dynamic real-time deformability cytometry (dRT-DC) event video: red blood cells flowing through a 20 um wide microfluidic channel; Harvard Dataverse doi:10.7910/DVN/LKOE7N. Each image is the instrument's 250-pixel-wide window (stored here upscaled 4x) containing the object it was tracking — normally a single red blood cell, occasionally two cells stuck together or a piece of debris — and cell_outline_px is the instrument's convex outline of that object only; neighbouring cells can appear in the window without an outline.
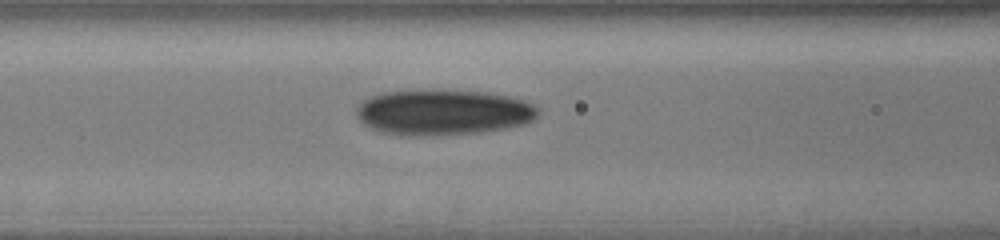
{"species": "human", "species_latin": "Homo sapiens", "temperature_condition": "cold", "stored_images_in_passage": 20, "camera_frame_rate_fps": 3000, "um_per_image_px": 0.085, "donor": {"sex": "male"}, "frame": {"image": 1, "passage_image": 12, "time_ms": 3.667, "image_size_px": [1000, 240], "cell_outline_px": [[540, 112], [532, 120], [524, 124], [504, 128], [480, 132], [416, 136], [400, 136], [380, 132], [368, 128], [356, 116], [356, 108], [364, 100], [372, 96], [384, 92], [416, 88], [480, 92], [508, 96], [524, 100], [540, 108]], "centroid_in_image_um": [37.61, 9.53], "position_along_channel_um": 129.0, "area_um2": 48.78}}
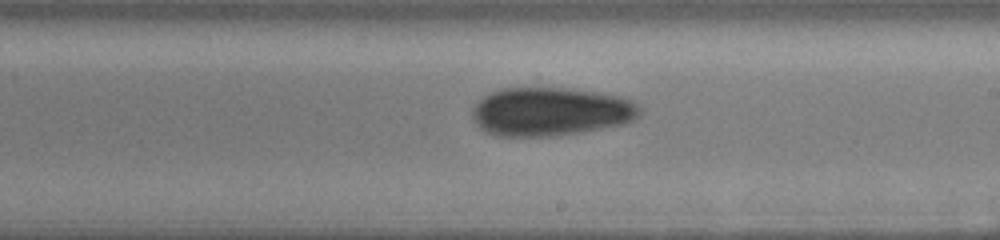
{"frame": {"image": 2, "passage_image": 17, "time_ms": 5.333, "image_size_px": [1000, 240], "cell_outline_px": [[640, 116], [636, 120], [628, 124], [556, 136], [496, 136], [484, 132], [472, 120], [472, 108], [484, 96], [492, 92], [504, 88], [568, 88], [596, 92], [620, 96], [632, 100], [640, 108]], "centroid_in_image_um": [46.82, 9.5], "position_along_channel_um": 242.2, "area_um2": 47.8}}
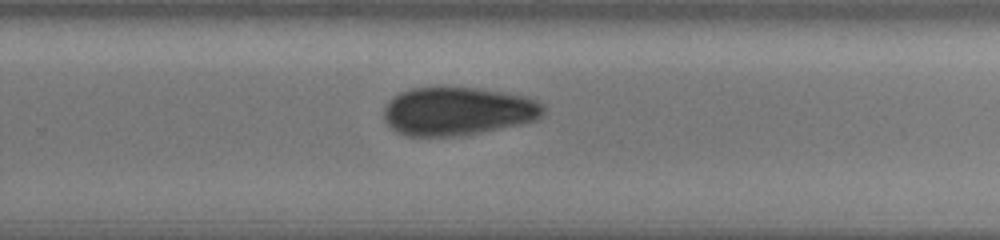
{"frame": {"image": 3, "passage_image": 19, "time_ms": 6.0, "image_size_px": [1000, 240], "cell_outline_px": [[544, 112], [540, 120], [480, 132], [456, 136], [404, 136], [396, 132], [384, 120], [384, 108], [388, 100], [392, 96], [400, 92], [412, 88], [476, 88], [524, 96], [536, 100], [544, 104]], "centroid_in_image_um": [38.89, 9.46], "position_along_channel_um": 290.9, "area_um2": 44.91}}